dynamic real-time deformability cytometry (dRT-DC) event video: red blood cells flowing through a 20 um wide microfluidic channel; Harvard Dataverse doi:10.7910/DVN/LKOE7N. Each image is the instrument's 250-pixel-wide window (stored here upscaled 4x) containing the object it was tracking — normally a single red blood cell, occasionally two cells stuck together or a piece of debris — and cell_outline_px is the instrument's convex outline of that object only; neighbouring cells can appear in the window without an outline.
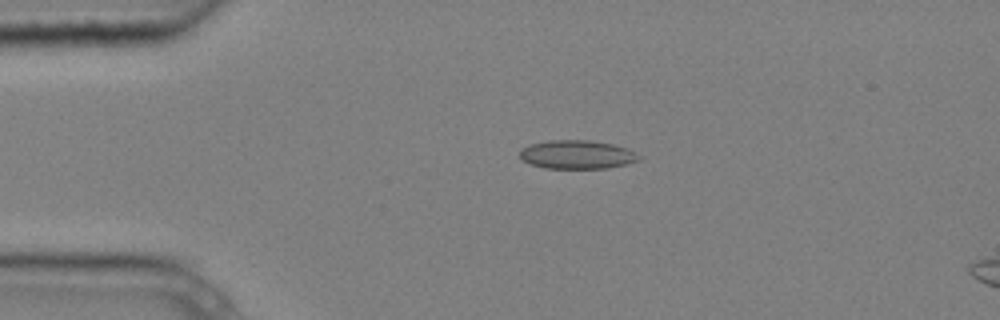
{"species": "common noctule bat (a hibernating species)", "species_latin": "Nyctalus noctula", "temperature_condition": "cold", "stored_images_in_passage": 6, "camera_frame_rate_fps": 3000, "um_per_image_px": 0.085, "animal": {"sex": "male", "body_mass_g": 20.4}, "frame": {"image": 1, "passage_image": 4, "time_ms": 1.0, "image_size_px": [1000, 320], "cell_outline_px": [[640, 160], [628, 164], [608, 168], [544, 168], [532, 164], [524, 160], [520, 156], [520, 148], [528, 144], [548, 140], [588, 140], [612, 144], [628, 148], [640, 156]], "centroid_in_image_um": [49.05, 13.13], "position_along_channel_um": 35.9, "area_um2": 19.94}}